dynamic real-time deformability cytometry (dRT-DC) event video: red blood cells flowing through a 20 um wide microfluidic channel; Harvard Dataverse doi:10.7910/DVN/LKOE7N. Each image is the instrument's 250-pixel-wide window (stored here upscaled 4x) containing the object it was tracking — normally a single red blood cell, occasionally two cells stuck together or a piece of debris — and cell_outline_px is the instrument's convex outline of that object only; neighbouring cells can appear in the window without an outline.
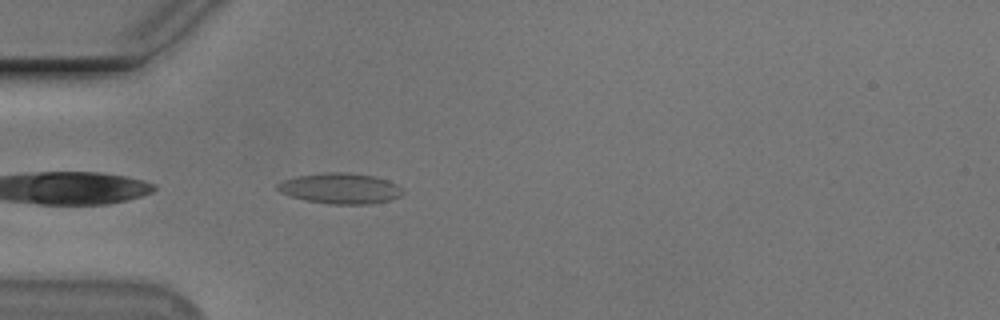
{"species": "Egyptian fruit bat (a non-hibernating species)", "species_latin": "Rousettus aegyptiacus", "temperature_condition": "cold", "stored_images_in_passage": 33, "camera_frame_rate_fps": 3000, "um_per_image_px": 0.085, "animal": {"sex": "male"}, "frame": {"image": 1, "passage_image": 2, "time_ms": 0.333, "image_size_px": [1000, 320], "cell_outline_px": [[404, 192], [400, 196], [388, 200], [368, 204], [328, 204], [308, 200], [292, 196], [280, 192], [276, 188], [276, 184], [284, 180], [300, 176], [324, 172], [348, 172], [372, 176], [388, 180], [396, 184]], "centroid_in_image_um": [28.93, 16.01], "position_along_channel_um": 56.1, "area_um2": 22.08}}
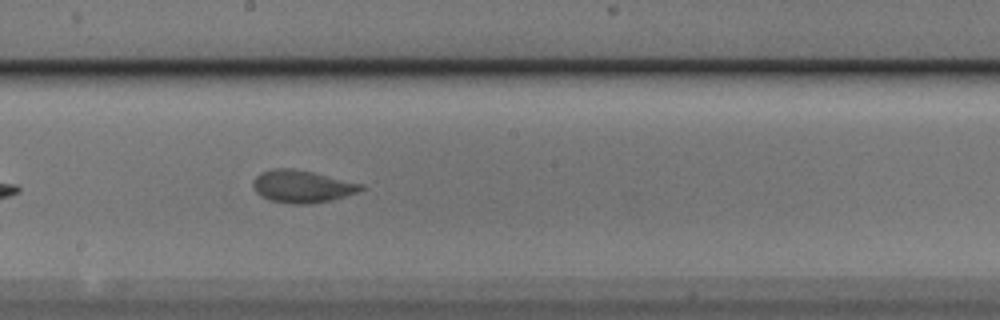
{"frame": {"image": 2, "passage_image": 16, "time_ms": 5.0, "image_size_px": [1000, 320], "cell_outline_px": [[364, 188], [356, 192], [332, 200], [312, 204], [288, 204], [272, 200], [260, 196], [256, 192], [252, 184], [256, 176], [264, 172], [276, 168], [292, 168], [312, 172], [364, 184]], "centroid_in_image_um": [25.68, 15.86], "position_along_channel_um": 222.5, "area_um2": 20.23}}
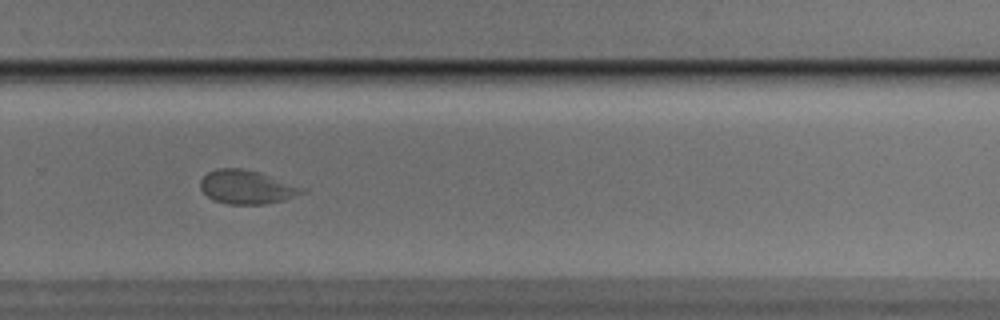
{"frame": {"image": 3, "passage_image": 23, "time_ms": 7.333, "image_size_px": [1000, 320], "cell_outline_px": [[308, 192], [284, 200], [268, 204], [228, 204], [212, 200], [200, 188], [200, 180], [208, 172], [216, 168], [240, 168], [260, 172], [308, 188]], "centroid_in_image_um": [21.03, 15.9], "position_along_channel_um": 308.8, "area_um2": 20.35}, "authors_computed_cell_mechanics": {"area_um2": 20.1144, "velocity_mm_per_s": 3.7095, "shape_relaxation_time_tau1_ms": 10.6306, "shape_relaxation_time_tau2_ms": null, "deformation_change_tau1": 0.2575, "deformation_change_tau2": null}}